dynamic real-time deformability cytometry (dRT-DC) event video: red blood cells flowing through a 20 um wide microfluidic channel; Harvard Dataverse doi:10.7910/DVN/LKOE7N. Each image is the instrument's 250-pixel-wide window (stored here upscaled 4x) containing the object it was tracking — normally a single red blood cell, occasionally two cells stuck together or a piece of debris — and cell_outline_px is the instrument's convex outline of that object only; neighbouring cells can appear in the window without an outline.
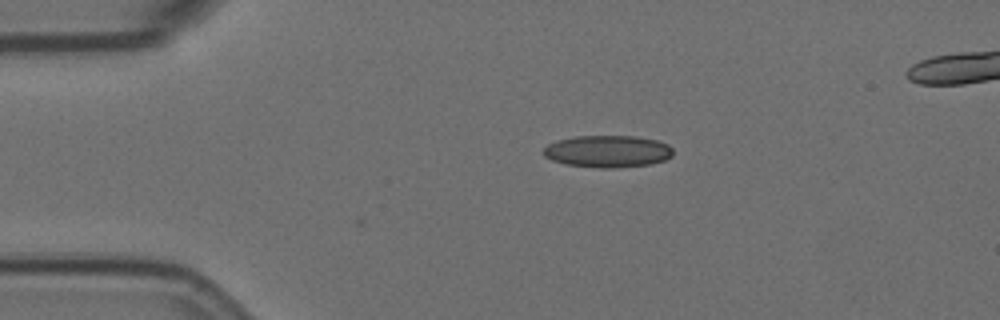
{"species": "Egyptian fruit bat (a non-hibernating species)", "species_latin": "Rousettus aegyptiacus", "temperature_condition": "room temperature", "stored_images_in_passage": 38, "camera_frame_rate_fps": 3000, "um_per_image_px": 0.085, "animal": {"sex": "female"}, "frame": {"image": 1, "passage_image": 1, "time_ms": 0.0, "image_size_px": [1000, 320], "cell_outline_px": [[672, 156], [664, 160], [648, 164], [612, 168], [600, 168], [568, 164], [552, 160], [544, 156], [540, 152], [548, 144], [556, 140], [576, 136], [636, 136], [656, 140], [668, 144], [672, 148]], "centroid_in_image_um": [51.62, 12.85], "position_along_channel_um": 33.4, "area_um2": 24.16}}
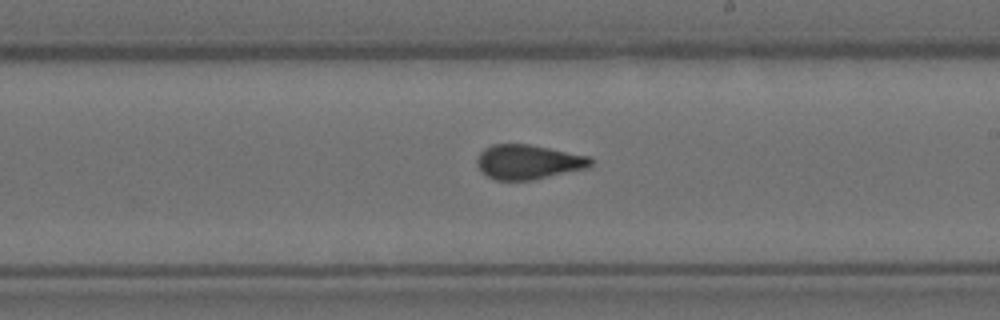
{"frame": {"image": 2, "passage_image": 22, "time_ms": 7.0, "image_size_px": [1000, 320], "cell_outline_px": [[592, 164], [588, 168], [532, 180], [496, 180], [488, 176], [476, 164], [476, 160], [480, 152], [484, 148], [492, 144], [528, 144], [588, 156], [592, 160]], "centroid_in_image_um": [44.89, 13.76], "position_along_channel_um": 244.1, "area_um2": 22.72}}
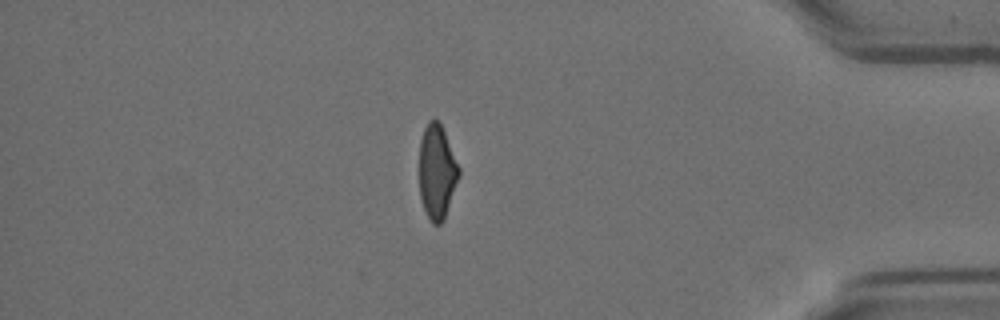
{"frame": {"image": 3, "passage_image": 38, "time_ms": 12.333, "image_size_px": [1000, 320], "cell_outline_px": [[460, 176], [444, 220], [440, 224], [432, 224], [424, 208], [420, 196], [420, 140], [424, 128], [428, 120], [436, 120], [440, 124], [444, 132], [460, 168]], "centroid_in_image_um": [37.15, 14.63], "position_along_channel_um": 398.1, "area_um2": 21.62}, "authors_computed_cell_mechanics": {"area_um2": 23.409, "velocity_mm_per_s": 3.5789, "shape_relaxation_time_tau1_ms": null, "shape_relaxation_time_tau2_ms": 0.9821, "deformation_change_tau1": null, "deformation_change_tau2": 0.0801}}